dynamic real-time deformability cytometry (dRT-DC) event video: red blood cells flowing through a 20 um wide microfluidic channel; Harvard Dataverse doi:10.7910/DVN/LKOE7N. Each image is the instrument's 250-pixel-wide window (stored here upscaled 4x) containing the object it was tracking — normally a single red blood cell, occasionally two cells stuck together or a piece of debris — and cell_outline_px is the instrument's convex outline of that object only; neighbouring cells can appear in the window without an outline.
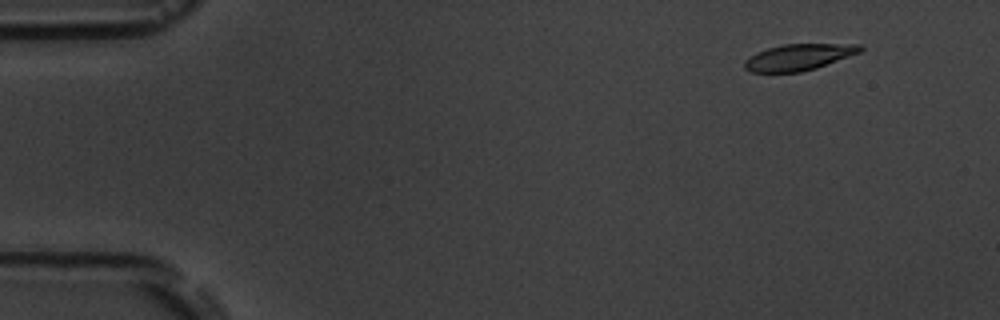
{"species": "common noctule bat (a hibernating species)", "species_latin": "Nyctalus noctula", "temperature_condition": "room temperature", "stored_images_in_passage": 5, "camera_frame_rate_fps": 3000, "um_per_image_px": 0.085, "animal": {"sex": "male", "body_mass_g": 19.5, "forearm_length_mm": 54.6}, "frame": {"image": 1, "passage_image": 2, "time_ms": 1.333, "image_size_px": [1000, 320], "cell_outline_px": [[864, 48], [860, 52], [816, 68], [800, 72], [752, 72], [744, 68], [744, 60], [756, 52], [768, 48], [784, 44], [860, 44]], "centroid_in_image_um": [67.87, 4.85], "position_along_channel_um": 17.1, "area_um2": 17.63}}
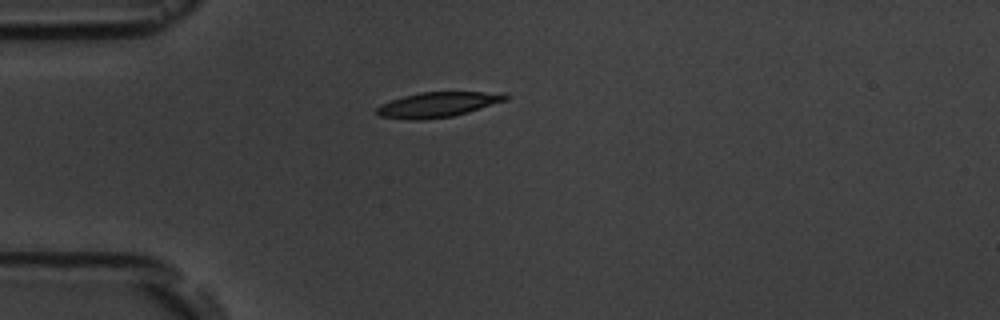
{"frame": {"image": 2, "passage_image": 5, "time_ms": 4.667, "image_size_px": [1000, 320], "cell_outline_px": [[508, 100], [468, 112], [452, 116], [420, 120], [408, 120], [380, 116], [376, 112], [376, 108], [380, 104], [404, 96], [420, 92], [500, 92], [508, 96]], "centroid_in_image_um": [37.21, 8.89], "position_along_channel_um": 47.8, "area_um2": 18.79}}